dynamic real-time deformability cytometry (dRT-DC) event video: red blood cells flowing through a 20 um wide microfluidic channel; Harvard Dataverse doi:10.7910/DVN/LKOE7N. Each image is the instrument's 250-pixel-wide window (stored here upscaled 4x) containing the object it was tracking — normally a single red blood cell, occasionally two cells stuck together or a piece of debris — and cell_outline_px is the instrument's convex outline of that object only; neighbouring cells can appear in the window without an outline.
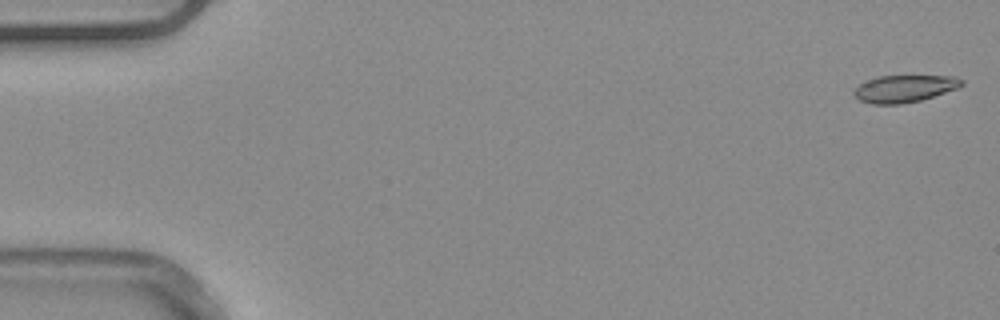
{"species": "common noctule bat (a hibernating species)", "species_latin": "Nyctalus noctula", "temperature_condition": "warm", "stored_images_in_passage": 9, "camera_frame_rate_fps": 3000, "um_per_image_px": 0.085, "animal": {"sex": "male", "body_mass_g": 20.4}, "frame": {"image": 1, "passage_image": 1, "time_ms": 0.0, "image_size_px": [1000, 320], "cell_outline_px": [[964, 84], [956, 88], [920, 100], [900, 104], [872, 104], [860, 100], [852, 92], [860, 84], [868, 80], [880, 76], [956, 76], [964, 80]], "centroid_in_image_um": [76.88, 7.53], "position_along_channel_um": 8.1, "area_um2": 16.76}}